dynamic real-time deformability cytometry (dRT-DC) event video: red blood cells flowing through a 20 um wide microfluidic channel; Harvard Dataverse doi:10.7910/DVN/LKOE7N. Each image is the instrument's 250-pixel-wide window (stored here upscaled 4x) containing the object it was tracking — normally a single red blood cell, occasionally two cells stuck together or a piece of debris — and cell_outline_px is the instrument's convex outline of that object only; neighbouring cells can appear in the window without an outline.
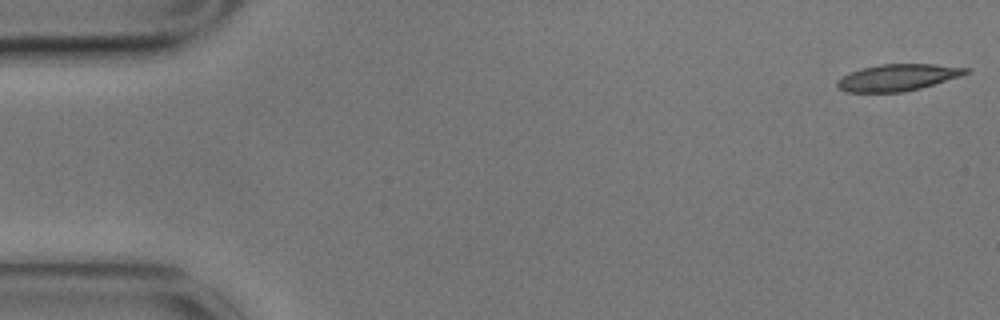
{"species": "common noctule bat (a hibernating species)", "species_latin": "Nyctalus noctula", "temperature_condition": "cold", "stored_images_in_passage": 4, "camera_frame_rate_fps": 3000, "um_per_image_px": 0.085, "animal": {"sex": "male", "body_mass_g": 17.9}, "frame": {"image": 1, "passage_image": 1, "time_ms": 0.0, "image_size_px": [1000, 320], "cell_outline_px": [[972, 72], [960, 76], [920, 88], [904, 92], [844, 92], [836, 88], [836, 80], [860, 68], [880, 64], [936, 64], [972, 68]], "centroid_in_image_um": [76.31, 6.58], "position_along_channel_um": 8.7, "area_um2": 20.17}}
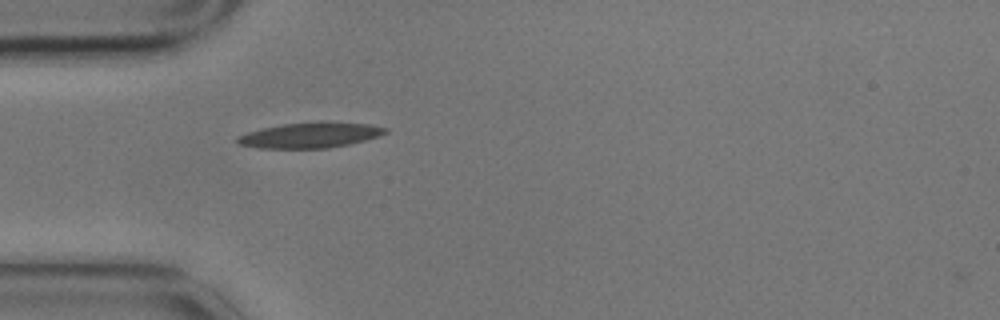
{"frame": {"image": 2, "passage_image": 4, "time_ms": 1.0, "image_size_px": [1000, 320], "cell_outline_px": [[388, 132], [380, 136], [348, 144], [328, 148], [256, 148], [236, 144], [236, 136], [260, 128], [284, 124], [320, 120], [324, 120], [372, 124], [388, 128]], "centroid_in_image_um": [26.37, 11.46], "position_along_channel_um": 58.6, "area_um2": 22.48}}